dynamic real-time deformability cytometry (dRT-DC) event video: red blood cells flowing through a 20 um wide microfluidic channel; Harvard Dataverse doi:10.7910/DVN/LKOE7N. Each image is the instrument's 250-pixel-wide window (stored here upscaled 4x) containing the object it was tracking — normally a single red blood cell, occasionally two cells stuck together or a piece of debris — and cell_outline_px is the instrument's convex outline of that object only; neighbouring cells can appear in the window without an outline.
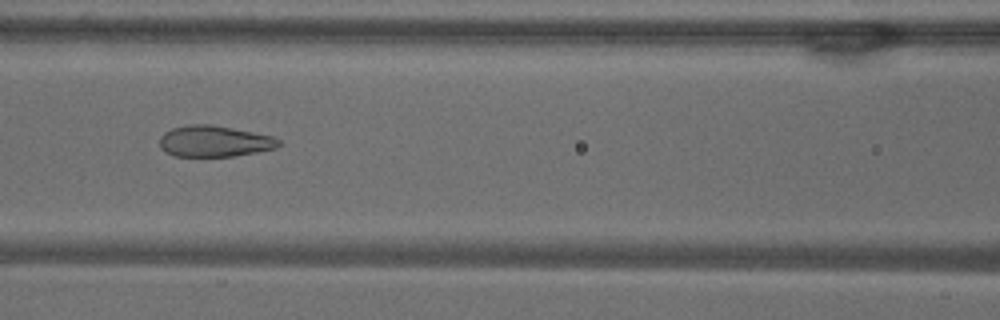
{"species": "common noctule bat (a hibernating species)", "species_latin": "Nyctalus noctula", "temperature_condition": "warm", "stored_images_in_passage": 31, "camera_frame_rate_fps": 3000, "um_per_image_px": 0.085, "animal": {"sex": "male", "body_mass_g": 18.8}, "frame": {"image": 1, "passage_image": 13, "time_ms": 4.0, "image_size_px": [1000, 320], "cell_outline_px": [[280, 144], [276, 148], [256, 152], [232, 156], [172, 156], [164, 152], [160, 148], [160, 136], [164, 132], [172, 128], [188, 124], [212, 124], [272, 136], [280, 140]], "centroid_in_image_um": [18.17, 12.0], "position_along_channel_um": 148.4, "area_um2": 21.68}}
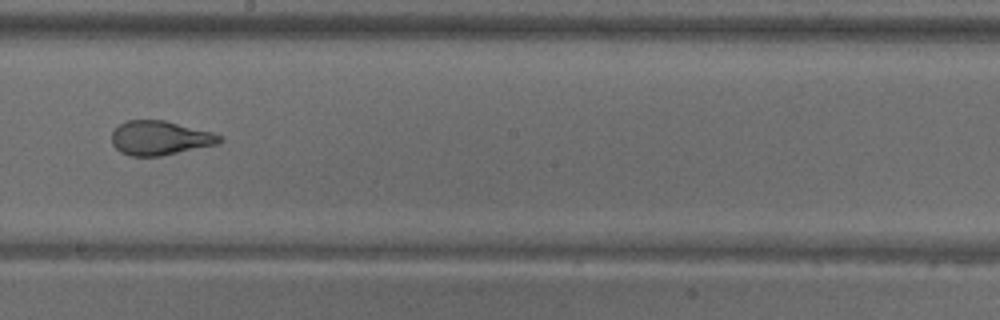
{"frame": {"image": 2, "passage_image": 20, "time_ms": 6.333, "image_size_px": [1000, 320], "cell_outline_px": [[224, 140], [216, 144], [160, 156], [132, 156], [120, 152], [112, 144], [112, 132], [120, 124], [128, 120], [164, 120], [212, 132], [220, 136]], "centroid_in_image_um": [13.57, 11.73], "position_along_channel_um": 234.6, "area_um2": 21.27}}
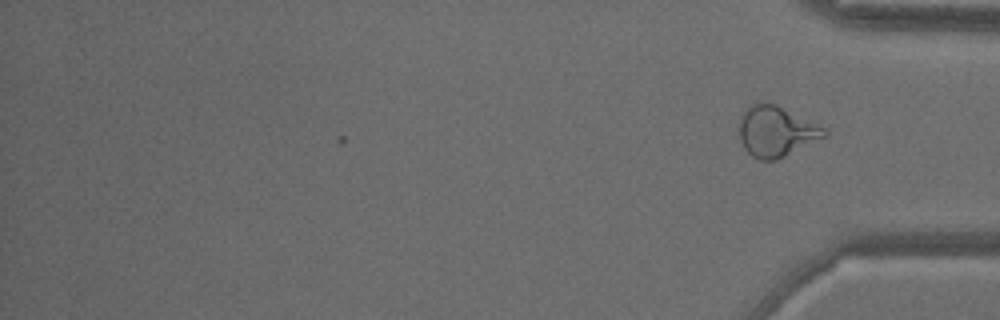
{"frame": {"image": 3, "passage_image": 31, "time_ms": 10.0, "image_size_px": [1000, 320], "cell_outline_px": [[828, 136], [776, 160], [760, 160], [752, 156], [744, 148], [740, 140], [740, 116], [744, 108], [756, 100], [764, 100], [776, 104], [824, 128], [828, 132]], "centroid_in_image_um": [65.94, 11.13], "position_along_channel_um": 369.3, "area_um2": 25.32}, "authors_computed_cell_mechanics": {"area_um2": 21.9062, "velocity_mm_per_s": 3.7059, "shape_relaxation_time_tau1_ms": null, "shape_relaxation_time_tau2_ms": 1.0461, "deformation_change_tau1": null, "deformation_change_tau2": 0.0918}}